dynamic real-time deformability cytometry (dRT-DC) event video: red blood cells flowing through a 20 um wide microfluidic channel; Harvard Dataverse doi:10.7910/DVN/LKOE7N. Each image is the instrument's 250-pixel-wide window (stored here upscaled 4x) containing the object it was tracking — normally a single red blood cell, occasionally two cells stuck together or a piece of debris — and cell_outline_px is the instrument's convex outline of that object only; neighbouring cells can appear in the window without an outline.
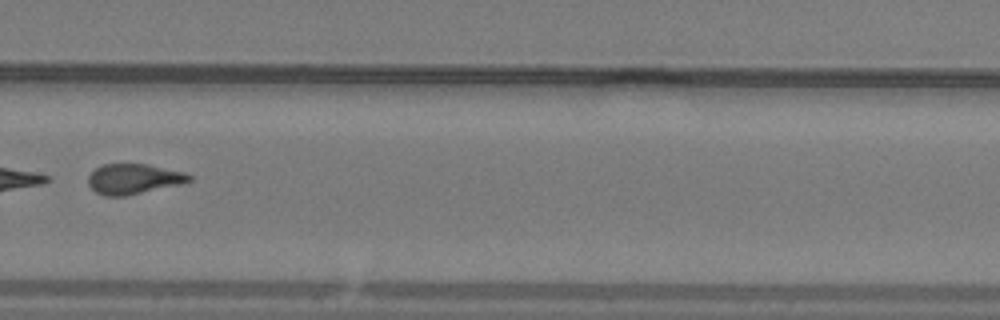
{"species": "common noctule bat (a hibernating species)", "species_latin": "Nyctalus noctula", "temperature_condition": "warm", "stored_images_in_passage": 30, "camera_frame_rate_fps": 3000, "um_per_image_px": 0.085, "animal": {"sex": "male", "body_mass_g": 19.2, "forearm_length_mm": 51.8}, "frame": {"image": 1, "passage_image": 18, "time_ms": 5.667, "image_size_px": [1000, 320], "cell_outline_px": [[192, 180], [184, 184], [124, 196], [104, 196], [96, 192], [88, 184], [88, 176], [96, 168], [104, 164], [148, 164], [184, 172], [192, 176]], "centroid_in_image_um": [11.39, 15.21], "position_along_channel_um": 318.4, "area_um2": 17.86}}